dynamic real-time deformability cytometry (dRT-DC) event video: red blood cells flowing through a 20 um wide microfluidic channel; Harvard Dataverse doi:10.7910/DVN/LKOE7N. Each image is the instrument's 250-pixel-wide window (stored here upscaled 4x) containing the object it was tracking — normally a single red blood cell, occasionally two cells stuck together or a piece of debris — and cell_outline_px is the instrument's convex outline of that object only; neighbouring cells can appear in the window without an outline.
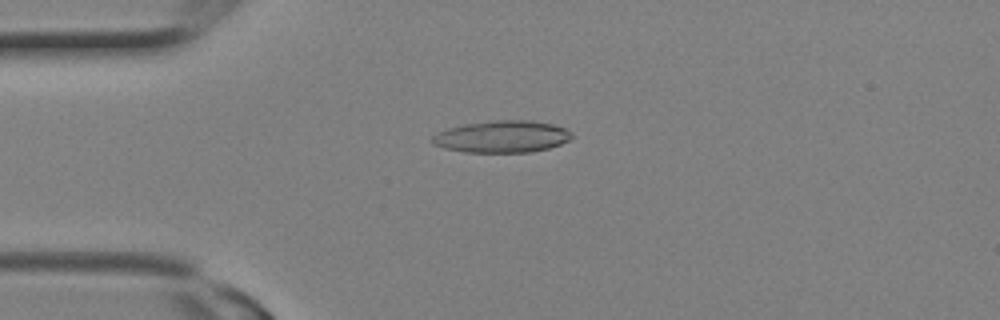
{"species": "Egyptian fruit bat (a non-hibernating species)", "species_latin": "Rousettus aegyptiacus", "temperature_condition": "room temperature", "stored_images_in_passage": 25, "camera_frame_rate_fps": 3000, "um_per_image_px": 0.085, "animal": {"sex": "female"}, "frame": {"image": 1, "passage_image": 6, "time_ms": 1.667, "image_size_px": [1000, 320], "cell_outline_px": [[572, 136], [568, 140], [560, 144], [548, 148], [532, 152], [464, 152], [444, 148], [432, 144], [432, 136], [436, 132], [448, 128], [464, 124], [488, 120], [532, 120], [552, 124], [564, 128], [572, 132]], "centroid_in_image_um": [42.64, 11.6], "position_along_channel_um": 42.4, "area_um2": 26.13}}
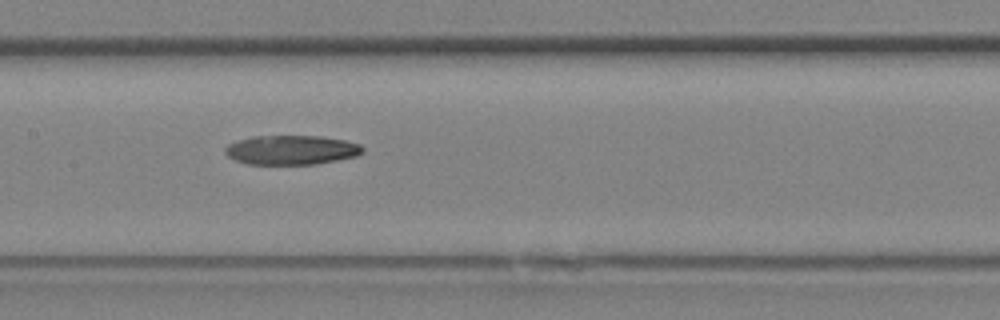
{"frame": {"image": 2, "passage_image": 12, "time_ms": 3.667, "image_size_px": [1000, 320], "cell_outline_px": [[364, 152], [356, 156], [316, 164], [248, 164], [236, 160], [228, 156], [224, 152], [224, 148], [228, 144], [236, 140], [252, 136], [320, 136], [344, 140], [360, 144], [364, 148]], "centroid_in_image_um": [24.75, 12.74], "position_along_channel_um": 182.6, "area_um2": 23.58}}
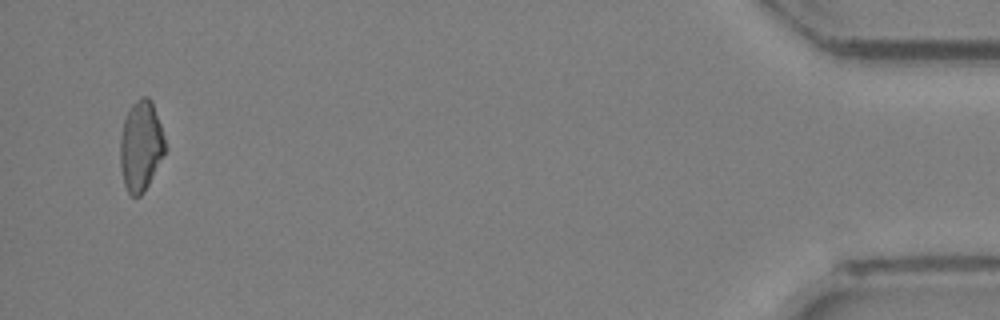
{"frame": {"image": 3, "passage_image": 24, "time_ms": 7.667, "image_size_px": [1000, 320], "cell_outline_px": [[168, 148], [144, 192], [140, 196], [132, 196], [128, 192], [124, 184], [120, 168], [120, 136], [124, 120], [128, 108], [132, 104], [144, 96], [148, 96], [152, 100]], "centroid_in_image_um": [11.98, 12.4], "position_along_channel_um": 423.2, "area_um2": 23.87}}